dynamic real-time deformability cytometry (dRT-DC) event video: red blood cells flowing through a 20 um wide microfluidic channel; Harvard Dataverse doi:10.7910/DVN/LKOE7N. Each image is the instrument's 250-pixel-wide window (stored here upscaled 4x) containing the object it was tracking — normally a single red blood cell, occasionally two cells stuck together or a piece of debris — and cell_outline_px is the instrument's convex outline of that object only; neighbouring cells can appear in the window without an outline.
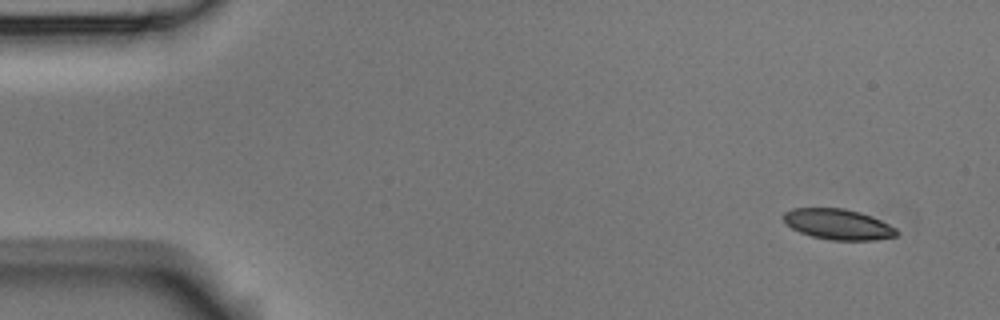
{"species": "Egyptian fruit bat (a non-hibernating species)", "species_latin": "Rousettus aegyptiacus", "temperature_condition": "room temperature", "stored_images_in_passage": 9, "camera_frame_rate_fps": 3000, "um_per_image_px": 0.085, "animal": {"sex": "male"}, "frame": {"image": 1, "passage_image": 1, "time_ms": 0.0, "image_size_px": [1000, 320], "cell_outline_px": [[900, 232], [896, 236], [872, 240], [832, 240], [812, 236], [800, 232], [792, 228], [780, 216], [784, 212], [792, 208], [844, 208], [860, 212], [872, 216], [896, 228]], "centroid_in_image_um": [71.23, 19.05], "position_along_channel_um": 13.8, "area_um2": 20.17}}
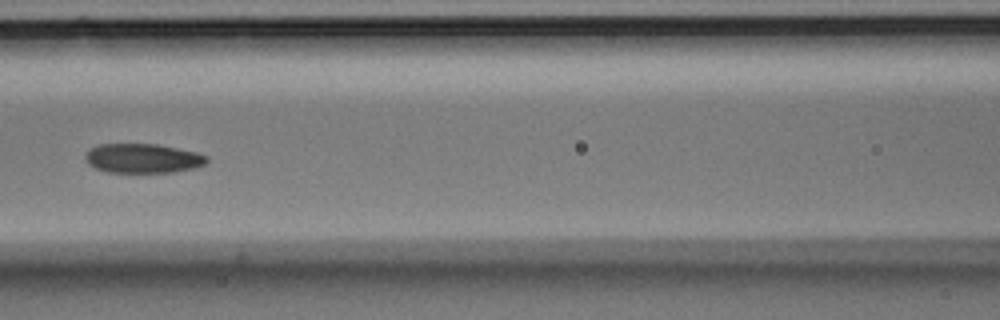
{"frame": {"image": 2, "passage_image": 7, "time_ms": 7.0, "image_size_px": [1000, 320], "cell_outline_px": [[208, 160], [204, 164], [196, 168], [172, 172], [108, 172], [96, 168], [88, 164], [84, 156], [88, 148], [100, 144], [156, 144], [196, 152], [208, 156]], "centroid_in_image_um": [12.12, 13.45], "position_along_channel_um": 154.5, "area_um2": 20.81}}
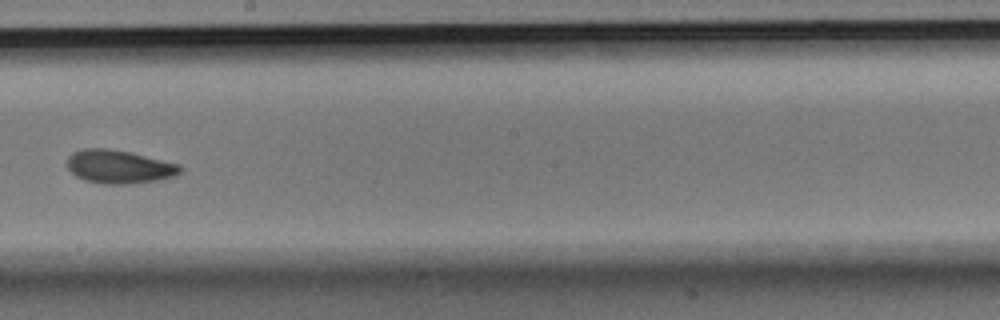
{"frame": {"image": 3, "passage_image": 9, "time_ms": 9.333, "image_size_px": [1000, 320], "cell_outline_px": [[180, 172], [172, 176], [160, 180], [128, 184], [104, 184], [84, 180], [76, 176], [68, 168], [68, 156], [72, 152], [84, 148], [108, 148], [128, 152], [180, 164]], "centroid_in_image_um": [10.09, 14.17], "position_along_channel_um": 238.1, "area_um2": 21.85}}